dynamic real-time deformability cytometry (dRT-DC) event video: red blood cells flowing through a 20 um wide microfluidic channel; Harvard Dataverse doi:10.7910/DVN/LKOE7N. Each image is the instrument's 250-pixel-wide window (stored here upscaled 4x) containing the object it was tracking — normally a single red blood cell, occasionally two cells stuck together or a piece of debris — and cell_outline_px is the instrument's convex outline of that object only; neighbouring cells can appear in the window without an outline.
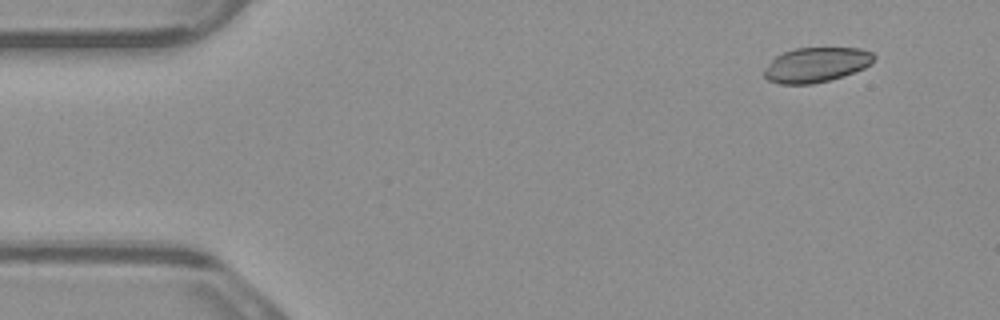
{"species": "common noctule bat (a hibernating species)", "species_latin": "Nyctalus noctula", "temperature_condition": "warm", "stored_images_in_passage": 3, "camera_frame_rate_fps": 3000, "um_per_image_px": 0.085, "animal": {"sex": "male", "body_mass_g": 23.1, "forearm_length_mm": 52.7}, "frame": {"image": 1, "passage_image": 1, "time_ms": 0.0, "image_size_px": [1000, 320], "cell_outline_px": [[876, 56], [864, 68], [828, 80], [812, 84], [780, 84], [768, 80], [764, 76], [764, 68], [776, 56], [784, 52], [796, 48], [860, 48], [872, 52]], "centroid_in_image_um": [69.34, 5.5], "position_along_channel_um": 15.7, "area_um2": 21.96}}
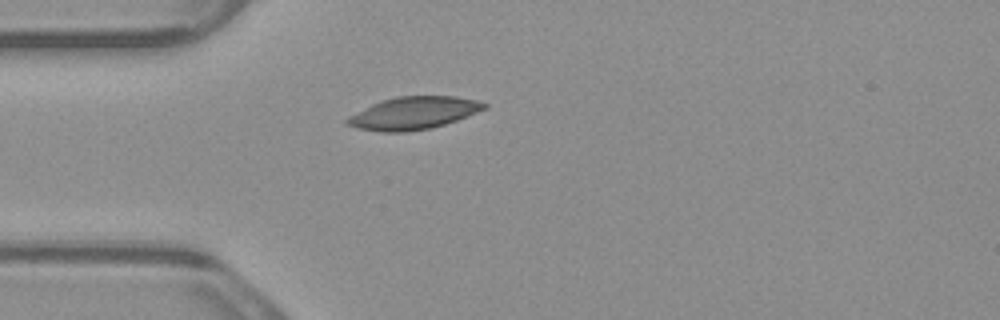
{"frame": {"image": 2, "passage_image": 3, "time_ms": 0.667, "image_size_px": [1000, 320], "cell_outline_px": [[488, 108], [468, 116], [432, 128], [404, 132], [380, 132], [356, 128], [344, 124], [344, 120], [348, 116], [380, 100], [396, 96], [456, 96], [476, 100], [488, 104]], "centroid_in_image_um": [35.12, 9.61], "position_along_channel_um": 49.9, "area_um2": 26.24}}